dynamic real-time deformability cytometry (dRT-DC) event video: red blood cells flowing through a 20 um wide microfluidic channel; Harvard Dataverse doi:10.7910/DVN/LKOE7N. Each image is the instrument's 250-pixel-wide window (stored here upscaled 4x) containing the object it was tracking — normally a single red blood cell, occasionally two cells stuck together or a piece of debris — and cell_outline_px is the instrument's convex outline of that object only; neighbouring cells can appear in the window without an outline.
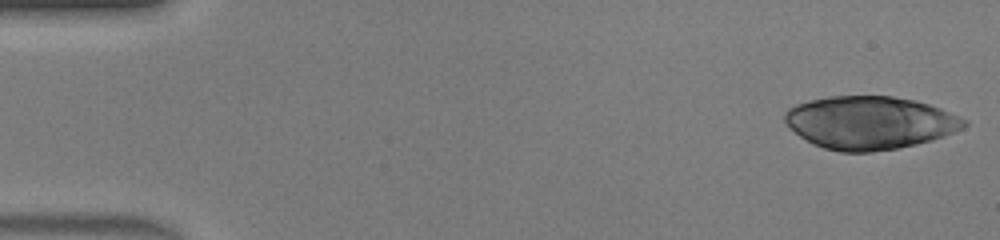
{"species": "human", "species_latin": "Homo sapiens", "temperature_condition": "warm", "stored_images_in_passage": 19, "camera_frame_rate_fps": 3000, "um_per_image_px": 0.085, "donor": {"sex": "male"}, "frame": {"image": 1, "passage_image": 1, "time_ms": 0.0, "image_size_px": [1000, 240], "cell_outline_px": [[968, 124], [964, 128], [944, 136], [932, 140], [916, 144], [896, 148], [872, 152], [840, 152], [824, 148], [812, 144], [800, 136], [784, 120], [784, 112], [788, 108], [796, 104], [812, 100], [832, 96], [892, 96], [916, 100], [940, 108], [968, 120]], "centroid_in_image_um": [73.95, 10.43], "position_along_channel_um": 11.0, "area_um2": 55.31}}
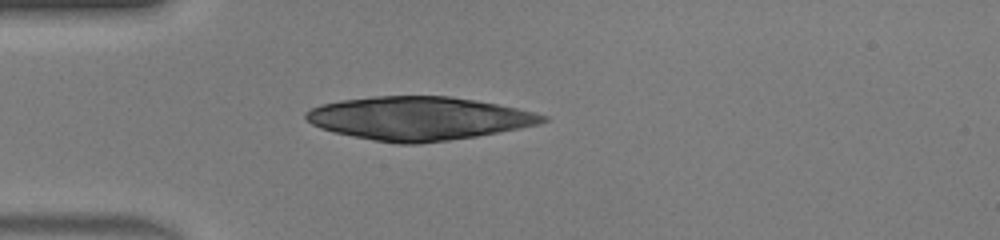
{"frame": {"image": 2, "passage_image": 12, "time_ms": 3.667, "image_size_px": [1000, 240], "cell_outline_px": [[548, 120], [540, 124], [520, 128], [476, 136], [420, 144], [396, 144], [372, 140], [332, 132], [320, 128], [312, 124], [304, 116], [304, 112], [320, 104], [340, 100], [372, 96], [448, 96], [476, 100], [536, 112], [548, 116]], "centroid_in_image_um": [35.57, 10.06], "position_along_channel_um": 49.4, "area_um2": 60.0}}